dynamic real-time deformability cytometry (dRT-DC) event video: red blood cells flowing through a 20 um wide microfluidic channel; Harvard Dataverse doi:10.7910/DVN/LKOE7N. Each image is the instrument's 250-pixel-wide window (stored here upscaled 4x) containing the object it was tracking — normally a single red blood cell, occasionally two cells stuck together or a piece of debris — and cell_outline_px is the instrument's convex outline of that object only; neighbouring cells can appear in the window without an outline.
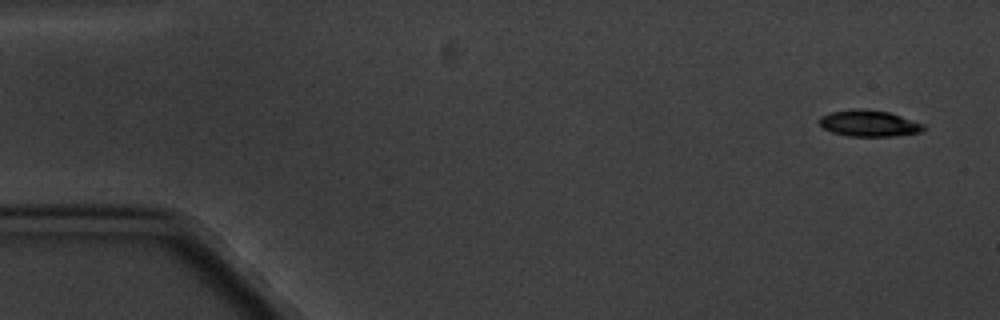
{"species": "common noctule bat (a hibernating species)", "species_latin": "Nyctalus noctula", "temperature_condition": "cold", "stored_images_in_passage": 6, "camera_frame_rate_fps": 3000, "um_per_image_px": 0.085, "animal": {"sex": "male", "body_mass_g": 20.1, "forearm_length_mm": 53.5}, "frame": {"image": 1, "passage_image": 1, "time_ms": 0.0, "image_size_px": [1000, 320], "cell_outline_px": [[924, 128], [920, 132], [892, 136], [848, 136], [832, 132], [824, 128], [820, 124], [820, 116], [832, 112], [852, 108], [888, 112], [924, 124]], "centroid_in_image_um": [73.84, 10.49], "position_along_channel_um": 11.2, "area_um2": 15.66}}
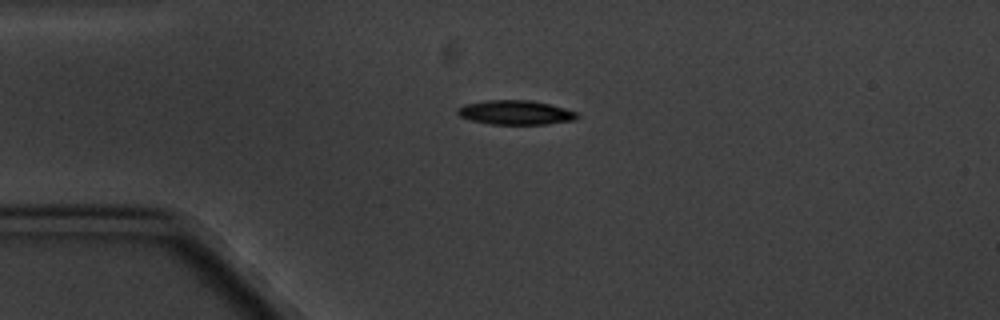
{"frame": {"image": 2, "passage_image": 4, "time_ms": 3.667, "image_size_px": [1000, 320], "cell_outline_px": [[580, 116], [576, 120], [544, 124], [488, 124], [472, 120], [460, 116], [456, 112], [456, 108], [464, 104], [488, 100], [528, 100], [548, 104], [564, 108], [576, 112]], "centroid_in_image_um": [43.8, 9.56], "position_along_channel_um": 41.2, "area_um2": 16.88}}